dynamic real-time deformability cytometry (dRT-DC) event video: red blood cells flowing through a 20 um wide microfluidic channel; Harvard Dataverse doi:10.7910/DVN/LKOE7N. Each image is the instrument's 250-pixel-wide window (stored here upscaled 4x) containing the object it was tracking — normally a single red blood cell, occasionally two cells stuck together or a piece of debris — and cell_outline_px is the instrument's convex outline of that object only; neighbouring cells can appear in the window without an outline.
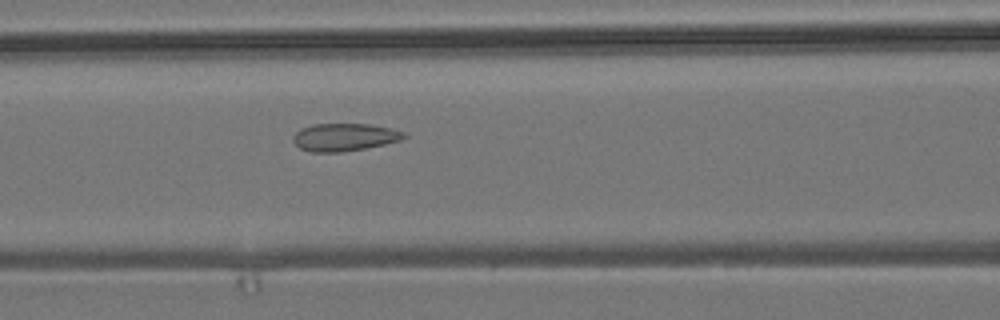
{"species": "common noctule bat (a hibernating species)", "species_latin": "Nyctalus noctula", "temperature_condition": "room temperature", "stored_images_in_passage": 33, "camera_frame_rate_fps": 3000, "um_per_image_px": 0.085, "animal": {"sex": "male", "body_mass_g": 19.2, "forearm_length_mm": 51.8}, "frame": {"image": 1, "passage_image": 12, "time_ms": 3.667, "image_size_px": [1000, 320], "cell_outline_px": [[408, 136], [400, 140], [368, 148], [340, 152], [312, 152], [300, 148], [292, 140], [292, 136], [296, 132], [312, 124], [368, 124], [392, 128], [404, 132]], "centroid_in_image_um": [29.29, 11.66], "position_along_channel_um": 137.3, "area_um2": 17.86}}
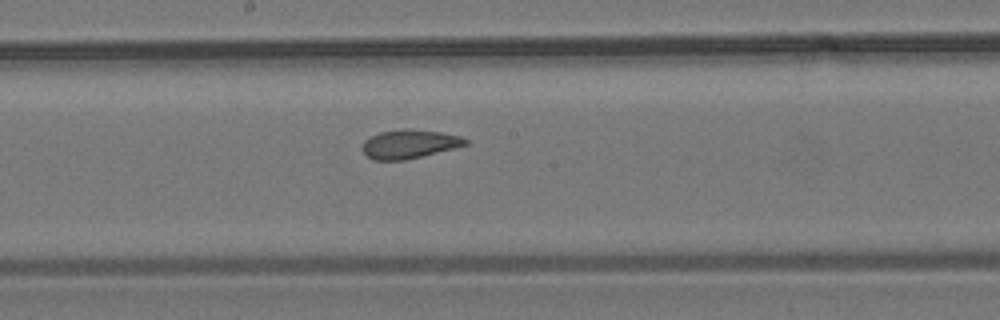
{"frame": {"image": 2, "passage_image": 18, "time_ms": 5.667, "image_size_px": [1000, 320], "cell_outline_px": [[468, 144], [404, 160], [372, 160], [360, 148], [364, 140], [380, 132], [404, 128], [440, 132], [460, 136], [468, 140]], "centroid_in_image_um": [34.74, 12.23], "position_along_channel_um": 213.5, "area_um2": 17.05}}
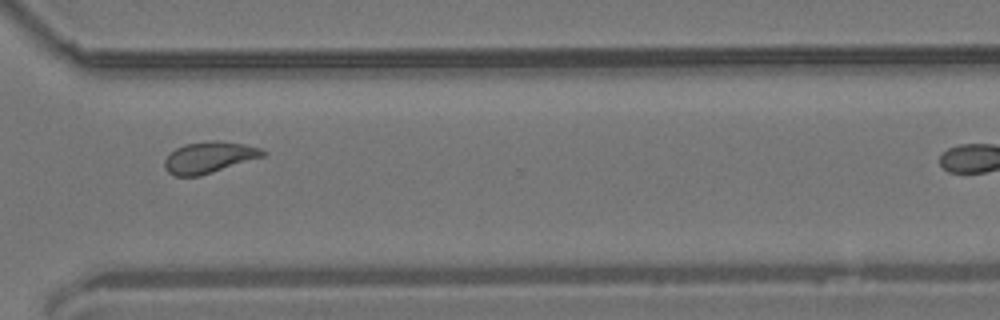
{"frame": {"image": 3, "passage_image": 29, "time_ms": 9.333, "image_size_px": [1000, 320], "cell_outline_px": [[268, 152], [264, 156], [200, 176], [176, 176], [168, 172], [164, 168], [164, 160], [176, 148], [184, 144], [212, 140], [216, 140], [244, 144], [260, 148]], "centroid_in_image_um": [17.77, 13.37], "position_along_channel_um": 352.8, "area_um2": 17.86}}